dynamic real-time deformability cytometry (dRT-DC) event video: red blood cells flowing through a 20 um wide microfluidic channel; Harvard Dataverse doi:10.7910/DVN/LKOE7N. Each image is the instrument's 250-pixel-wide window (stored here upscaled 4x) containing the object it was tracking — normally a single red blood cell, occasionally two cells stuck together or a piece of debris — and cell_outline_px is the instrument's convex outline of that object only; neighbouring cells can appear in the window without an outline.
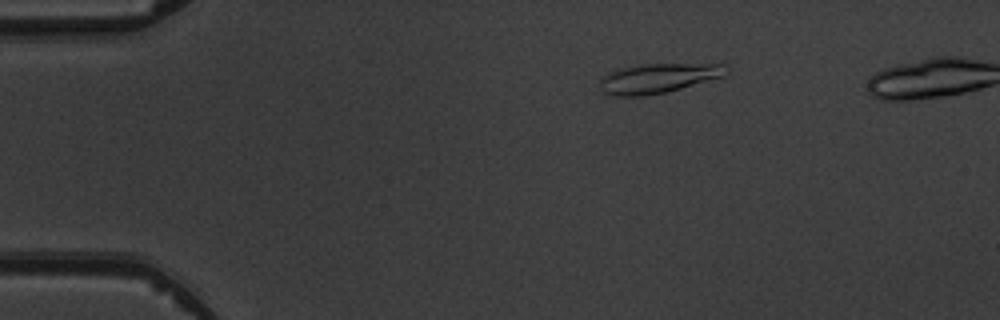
{"species": "common noctule bat (a hibernating species)", "species_latin": "Nyctalus noctula", "temperature_condition": "warm", "stored_images_in_passage": 4, "camera_frame_rate_fps": 3000, "um_per_image_px": 0.085, "animal": {"sex": "male", "body_mass_g": 19.5, "forearm_length_mm": 54.6}, "frame": {"image": 1, "passage_image": 1, "time_ms": 0.0, "image_size_px": [1000, 320], "cell_outline_px": [[728, 72], [724, 76], [680, 88], [664, 92], [644, 96], [612, 96], [604, 92], [600, 88], [600, 76], [608, 72], [620, 68], [644, 64], [728, 64]], "centroid_in_image_um": [55.91, 6.64], "position_along_channel_um": 29.1, "area_um2": 21.79}}